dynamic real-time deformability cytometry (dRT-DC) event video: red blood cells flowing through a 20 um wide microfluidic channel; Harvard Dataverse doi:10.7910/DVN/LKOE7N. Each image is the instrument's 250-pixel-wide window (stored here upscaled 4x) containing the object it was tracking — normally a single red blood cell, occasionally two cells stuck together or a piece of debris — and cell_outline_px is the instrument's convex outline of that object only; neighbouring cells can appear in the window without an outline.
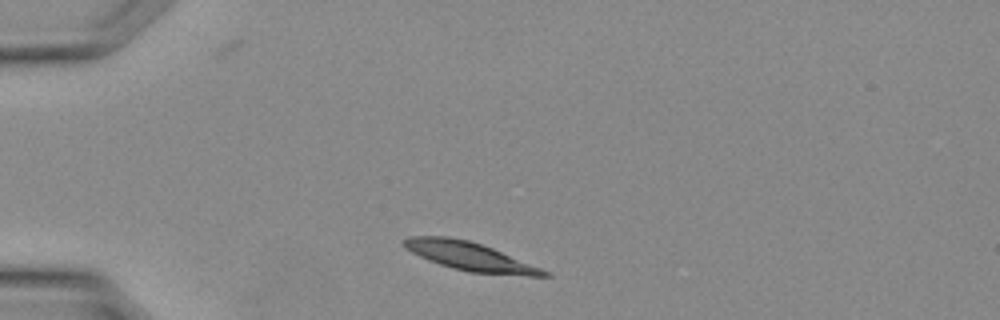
{"species": "Egyptian fruit bat (a non-hibernating species)", "species_latin": "Rousettus aegyptiacus", "temperature_condition": "warm", "stored_images_in_passage": 28, "camera_frame_rate_fps": 3000, "um_per_image_px": 0.085, "animal": {"sex": "female"}, "frame": {"image": 1, "passage_image": 1, "time_ms": 0.0, "image_size_px": [1000, 320], "cell_outline_px": [[552, 276], [528, 276], [468, 272], [452, 268], [440, 264], [420, 256], [412, 252], [404, 244], [404, 240], [408, 236], [448, 236], [468, 240], [492, 248], [540, 268], [548, 272]], "centroid_in_image_um": [39.94, 21.79], "position_along_channel_um": 45.1, "area_um2": 22.72}}
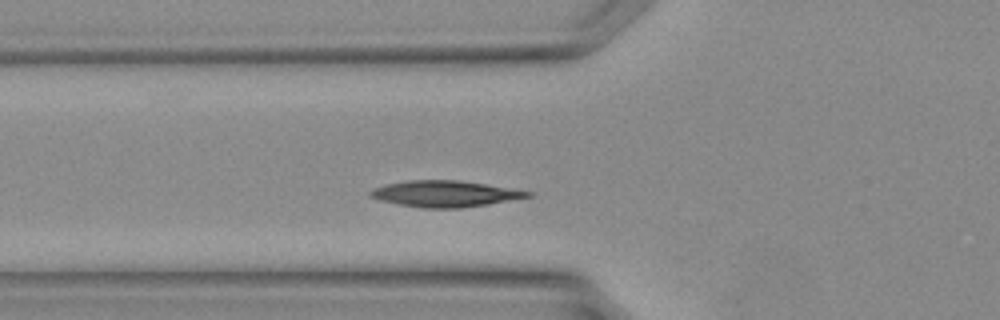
{"frame": {"image": 2, "passage_image": 5, "time_ms": 1.333, "image_size_px": [1000, 320], "cell_outline_px": [[532, 196], [488, 204], [460, 208], [424, 208], [400, 204], [380, 200], [368, 196], [368, 192], [372, 188], [388, 184], [408, 180], [460, 180], [532, 192]], "centroid_in_image_um": [37.78, 16.47], "position_along_channel_um": 88.0, "area_um2": 23.76}}
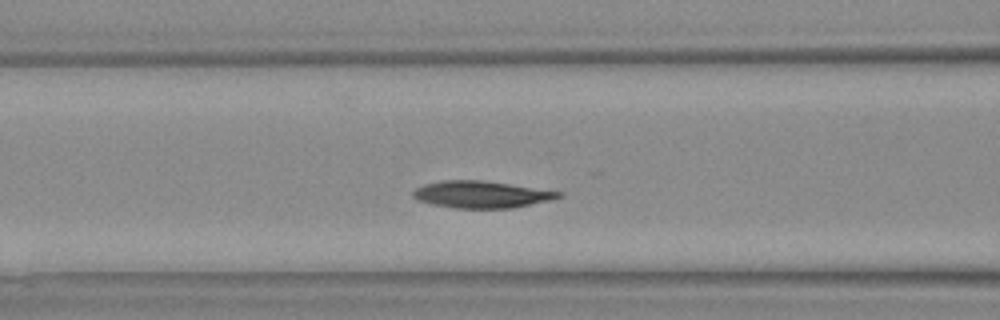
{"frame": {"image": 3, "passage_image": 7, "time_ms": 2.0, "image_size_px": [1000, 320], "cell_outline_px": [[564, 196], [548, 200], [512, 208], [456, 208], [432, 204], [420, 200], [412, 196], [412, 192], [416, 188], [424, 184], [440, 180], [480, 180], [564, 192]], "centroid_in_image_um": [40.9, 16.52], "position_along_channel_um": 125.7, "area_um2": 22.6}}